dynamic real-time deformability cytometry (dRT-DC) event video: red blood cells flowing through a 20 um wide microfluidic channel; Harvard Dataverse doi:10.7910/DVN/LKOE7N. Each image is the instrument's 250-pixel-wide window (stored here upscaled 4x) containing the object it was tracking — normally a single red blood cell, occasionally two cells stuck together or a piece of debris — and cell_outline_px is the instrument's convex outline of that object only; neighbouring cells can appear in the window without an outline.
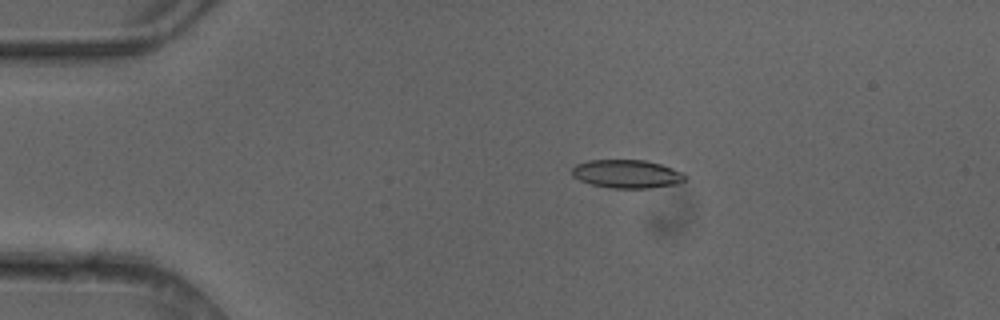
{"species": "common noctule bat (a hibernating species)", "species_latin": "Nyctalus noctula", "temperature_condition": "cold", "stored_images_in_passage": 5, "camera_frame_rate_fps": 3000, "um_per_image_px": 0.085, "animal": {"sex": "female"}, "frame": {"image": 1, "passage_image": 2, "time_ms": 0.333, "image_size_px": [1000, 320], "cell_outline_px": [[688, 176], [680, 184], [648, 188], [612, 188], [592, 184], [580, 180], [572, 176], [572, 168], [576, 164], [588, 160], [644, 160], [660, 164], [684, 172]], "centroid_in_image_um": [53.32, 14.78], "position_along_channel_um": 31.7, "area_um2": 18.79}}
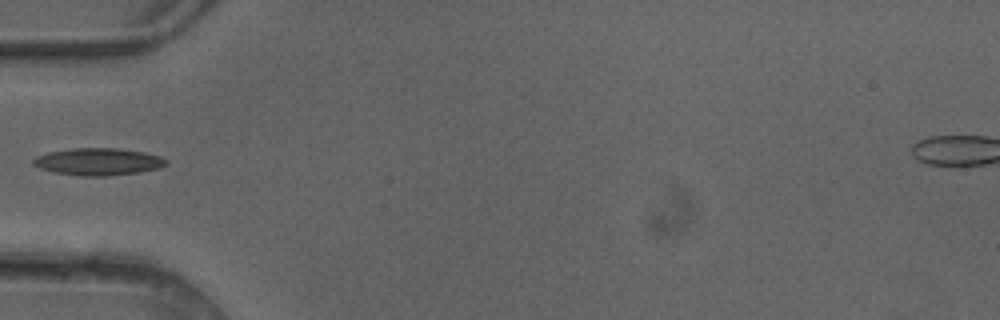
{"frame": {"image": 2, "passage_image": 4, "time_ms": 1.0, "image_size_px": [1000, 320], "cell_outline_px": [[168, 164], [160, 168], [136, 172], [104, 176], [80, 176], [56, 172], [40, 168], [32, 164], [32, 160], [36, 156], [48, 152], [72, 148], [120, 148], [144, 152], [160, 156], [168, 160]], "centroid_in_image_um": [8.36, 13.73], "position_along_channel_um": 76.6, "area_um2": 21.04}}
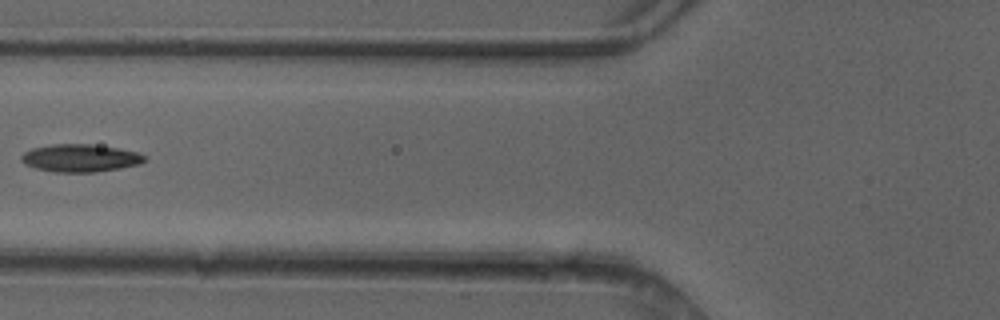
{"frame": {"image": 3, "passage_image": 5, "time_ms": 1.333, "image_size_px": [1000, 320], "cell_outline_px": [[148, 160], [140, 164], [120, 168], [96, 172], [56, 172], [36, 168], [24, 164], [20, 160], [20, 156], [24, 152], [32, 148], [52, 144], [92, 144], [116, 148], [136, 152], [144, 156]], "centroid_in_image_um": [6.8, 13.43], "position_along_channel_um": 119.0, "area_um2": 19.88}}